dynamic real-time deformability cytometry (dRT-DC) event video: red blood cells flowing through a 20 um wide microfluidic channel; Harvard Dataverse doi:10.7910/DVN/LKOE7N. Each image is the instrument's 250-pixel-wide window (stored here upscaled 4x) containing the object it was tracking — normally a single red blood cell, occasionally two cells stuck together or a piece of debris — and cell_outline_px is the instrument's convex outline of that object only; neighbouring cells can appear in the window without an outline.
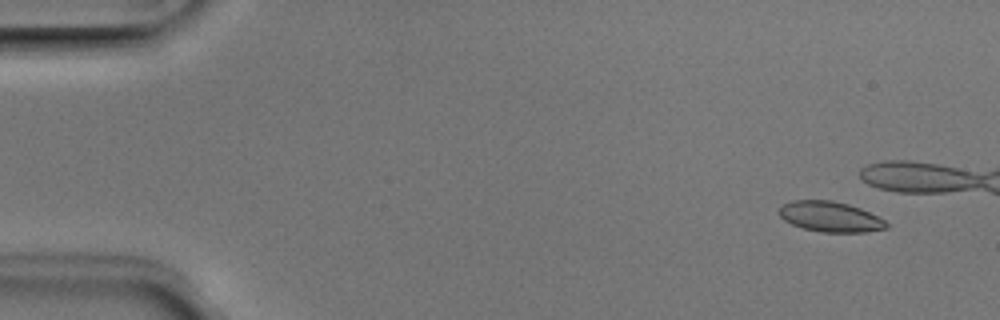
{"species": "Egyptian fruit bat (a non-hibernating species)", "species_latin": "Rousettus aegyptiacus", "temperature_condition": "room temperature", "stored_images_in_passage": 47, "camera_frame_rate_fps": 3000, "um_per_image_px": 0.085, "animal": {"sex": "male"}, "frame": {"image": 1, "passage_image": 4, "time_ms": 1.0, "image_size_px": [1000, 320], "cell_outline_px": [[888, 228], [868, 232], [820, 232], [804, 228], [792, 224], [784, 220], [776, 212], [784, 204], [792, 200], [832, 200], [848, 204], [860, 208], [884, 220], [888, 224]], "centroid_in_image_um": [70.55, 18.42], "position_along_channel_um": 14.4, "area_um2": 18.96}}
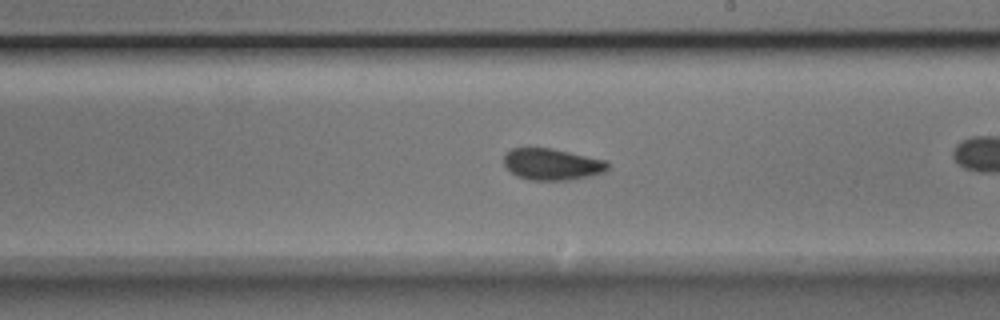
{"frame": {"image": 2, "passage_image": 30, "time_ms": 9.667, "image_size_px": [1000, 320], "cell_outline_px": [[608, 168], [604, 172], [588, 176], [568, 180], [528, 180], [516, 176], [504, 164], [504, 152], [512, 148], [552, 148], [608, 160]], "centroid_in_image_um": [46.91, 13.95], "position_along_channel_um": 242.1, "area_um2": 19.19}}
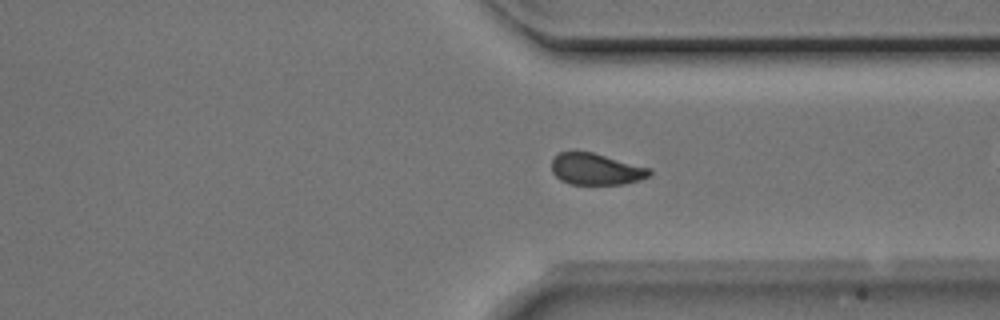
{"frame": {"image": 3, "passage_image": 39, "time_ms": 12.667, "image_size_px": [1000, 320], "cell_outline_px": [[652, 176], [640, 180], [624, 184], [572, 184], [560, 180], [552, 172], [552, 160], [560, 152], [572, 148], [592, 152], [648, 168], [652, 172]], "centroid_in_image_um": [50.62, 14.35], "position_along_channel_um": 360.8, "area_um2": 18.21}}